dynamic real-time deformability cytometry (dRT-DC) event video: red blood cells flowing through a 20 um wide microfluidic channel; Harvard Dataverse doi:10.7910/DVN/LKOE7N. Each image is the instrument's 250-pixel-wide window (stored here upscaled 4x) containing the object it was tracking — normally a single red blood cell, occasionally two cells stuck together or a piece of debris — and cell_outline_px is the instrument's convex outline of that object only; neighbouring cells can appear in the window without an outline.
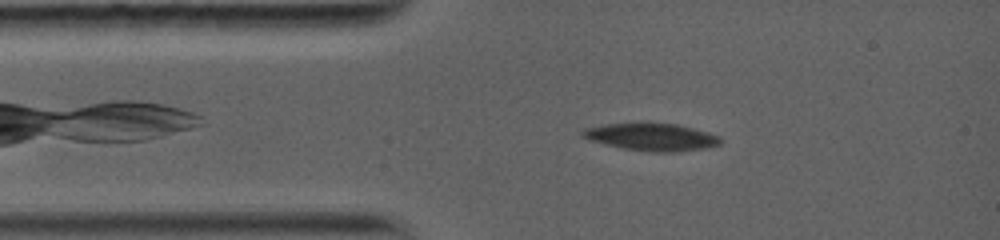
{"species": "common noctule bat (a hibernating species)", "species_latin": "Nyctalus noctula", "temperature_condition": "warm", "stored_images_in_passage": 26, "camera_frame_rate_fps": 5000, "um_per_image_px": 0.085, "animal": {"sex": "female", "body_mass_g": 19.0, "forearm_length_mm": 56.7}, "frame": {"image": 1, "passage_image": 3, "time_ms": 1.6, "image_size_px": [1000, 240], "cell_outline_px": [[724, 140], [720, 144], [708, 148], [680, 152], [652, 152], [624, 148], [604, 144], [588, 140], [580, 136], [580, 132], [584, 128], [604, 124], [676, 124], [708, 132], [720, 136]], "centroid_in_image_um": [55.4, 11.66], "position_along_channel_um": 29.6, "area_um2": 22.02}}
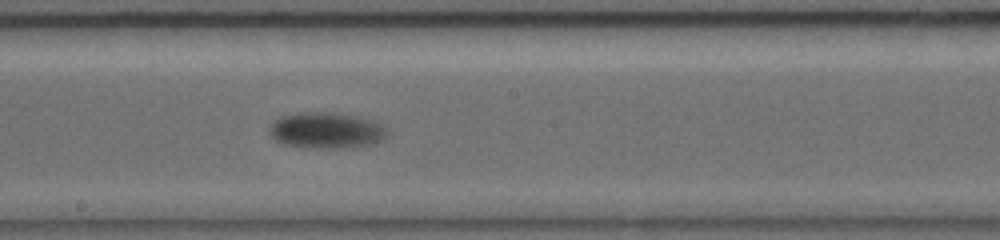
{"frame": {"image": 2, "passage_image": 14, "time_ms": 7.0, "image_size_px": [1000, 240], "cell_outline_px": [[384, 140], [372, 144], [356, 148], [308, 148], [284, 144], [276, 140], [272, 136], [272, 124], [276, 120], [288, 116], [340, 116], [360, 120], [372, 124], [380, 128], [384, 132]], "centroid_in_image_um": [27.69, 11.23], "position_along_channel_um": 220.5, "area_um2": 22.02}}
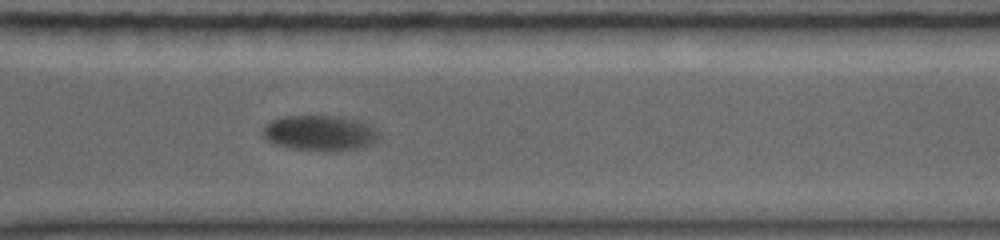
{"frame": {"image": 3, "passage_image": 22, "time_ms": 10.2, "image_size_px": [1000, 240], "cell_outline_px": [[380, 136], [372, 144], [360, 148], [292, 148], [272, 144], [264, 136], [264, 132], [268, 124], [276, 120], [292, 116], [320, 116], [340, 120], [356, 124], [380, 132]], "centroid_in_image_um": [27.09, 11.33], "position_along_channel_um": 343.5, "area_um2": 21.44}, "authors_computed_cell_mechanics": {"area_um2": 22.1085, "velocity_mm_per_s": 3.8362, "shape_relaxation_time_tau1_ms": 2.1105, "shape_relaxation_time_tau2_ms": null, "deformation_change_tau1": 0.0929, "deformation_change_tau2": null}}